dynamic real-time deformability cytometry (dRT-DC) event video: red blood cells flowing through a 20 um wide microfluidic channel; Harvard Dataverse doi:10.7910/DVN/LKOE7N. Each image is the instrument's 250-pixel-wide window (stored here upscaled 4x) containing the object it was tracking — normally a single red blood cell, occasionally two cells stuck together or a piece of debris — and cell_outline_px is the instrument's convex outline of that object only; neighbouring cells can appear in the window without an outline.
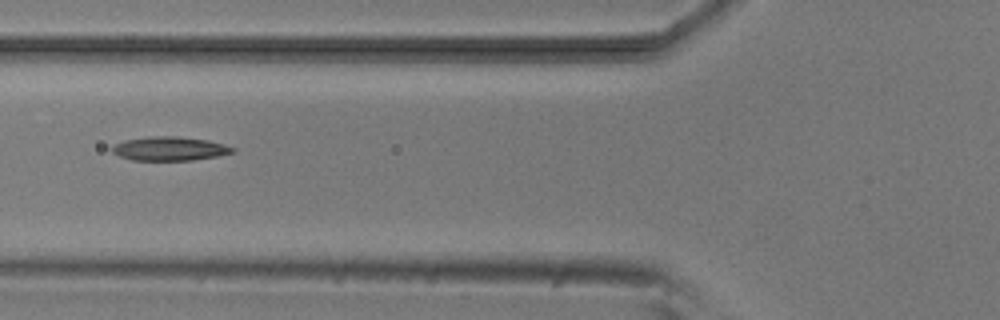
{"species": "common noctule bat (a hibernating species)", "species_latin": "Nyctalus noctula", "temperature_condition": "room temperature", "stored_images_in_passage": 9, "camera_frame_rate_fps": 3000, "um_per_image_px": 0.085, "animal": {"sex": "male", "body_mass_g": 20.5, "forearm_length_mm": 52.5}, "frame": {"image": 1, "passage_image": 6, "time_ms": 6.0, "image_size_px": [1000, 320], "cell_outline_px": [[236, 152], [216, 156], [192, 160], [132, 160], [120, 156], [112, 152], [112, 148], [116, 144], [124, 140], [148, 136], [176, 136], [208, 140], [224, 144], [236, 148]], "centroid_in_image_um": [14.45, 12.63], "position_along_channel_um": 111.4, "area_um2": 16.76}}
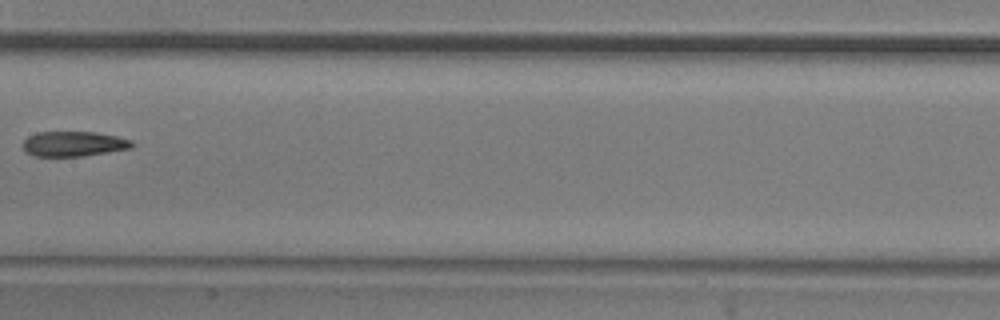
{"frame": {"image": 2, "passage_image": 8, "time_ms": 8.333, "image_size_px": [1000, 320], "cell_outline_px": [[136, 144], [132, 148], [108, 152], [80, 156], [36, 156], [28, 152], [20, 144], [28, 136], [36, 132], [96, 132], [116, 136], [132, 140]], "centroid_in_image_um": [6.28, 12.22], "position_along_channel_um": 201.1, "area_um2": 15.95}}
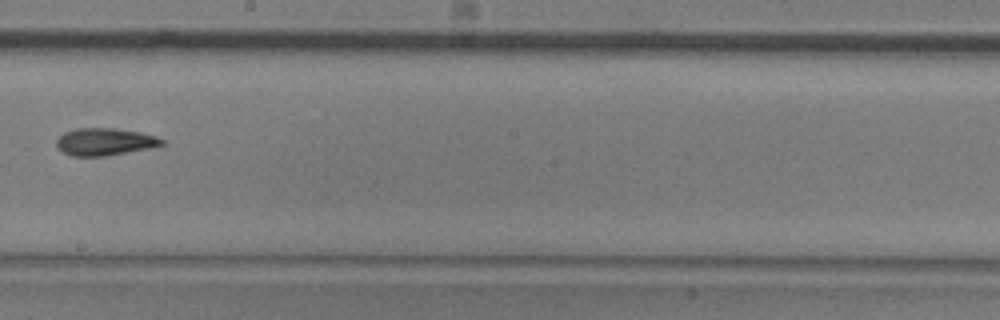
{"frame": {"image": 3, "passage_image": 9, "time_ms": 9.333, "image_size_px": [1000, 320], "cell_outline_px": [[164, 144], [152, 148], [104, 156], [72, 156], [64, 152], [56, 144], [56, 140], [64, 132], [76, 128], [112, 128], [140, 132], [156, 136], [164, 140]], "centroid_in_image_um": [8.93, 12.05], "position_along_channel_um": 239.3, "area_um2": 16.7}}